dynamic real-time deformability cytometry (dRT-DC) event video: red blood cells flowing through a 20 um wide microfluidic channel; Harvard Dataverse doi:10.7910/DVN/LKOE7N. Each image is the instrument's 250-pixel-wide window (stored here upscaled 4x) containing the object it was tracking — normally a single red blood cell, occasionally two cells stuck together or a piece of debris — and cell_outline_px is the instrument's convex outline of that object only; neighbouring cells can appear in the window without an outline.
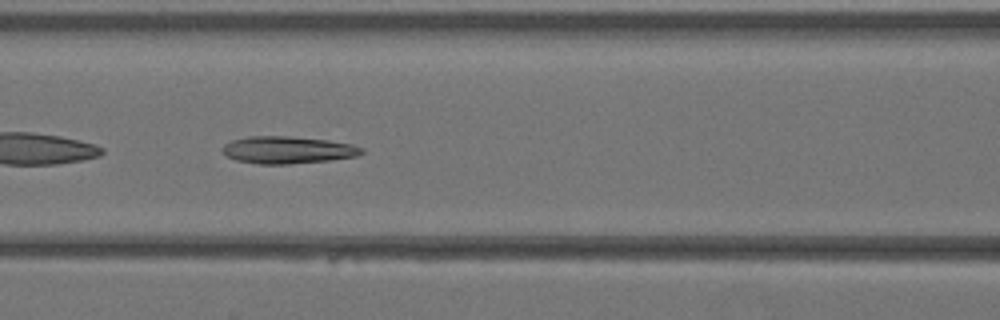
{"species": "Egyptian fruit bat (a non-hibernating species)", "species_latin": "Rousettus aegyptiacus", "temperature_condition": "warm", "stored_images_in_passage": 26, "camera_frame_rate_fps": 3000, "um_per_image_px": 0.085, "animal": {"sex": "female"}, "frame": {"image": 1, "passage_image": 8, "time_ms": 2.333, "image_size_px": [1000, 320], "cell_outline_px": [[364, 152], [356, 156], [328, 160], [288, 164], [260, 164], [236, 160], [228, 156], [224, 152], [224, 144], [232, 140], [248, 136], [288, 136], [328, 140], [352, 144], [364, 148]], "centroid_in_image_um": [24.48, 12.74], "position_along_channel_um": 142.1, "area_um2": 21.91}}